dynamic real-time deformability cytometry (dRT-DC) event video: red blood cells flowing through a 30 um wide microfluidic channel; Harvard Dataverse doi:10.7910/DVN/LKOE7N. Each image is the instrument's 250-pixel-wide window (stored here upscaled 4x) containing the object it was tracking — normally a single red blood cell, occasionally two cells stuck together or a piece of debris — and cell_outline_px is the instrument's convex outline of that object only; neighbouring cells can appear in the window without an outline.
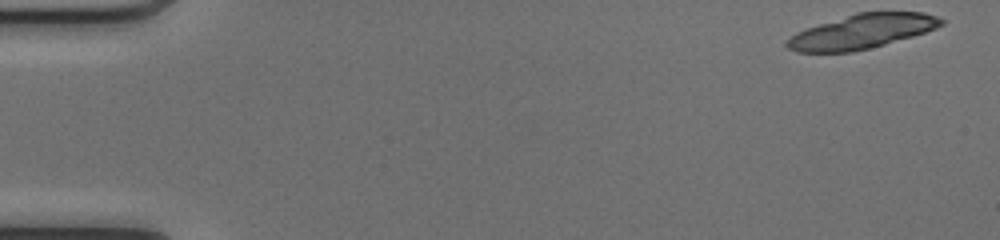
{"species": "common noctule bat (a hibernating species)", "species_latin": "Nyctalus noctula", "temperature_condition": "cold", "stored_images_in_passage": 18, "camera_frame_rate_fps": 3000, "um_per_image_px": 0.085, "animal": {"sex": "female", "body_mass_g": 17.0, "forearm_length_mm": 48.0}, "frame": {"image": 1, "passage_image": 1, "time_ms": 0.0, "image_size_px": [1000, 240], "cell_outline_px": [[944, 24], [936, 28], [912, 36], [884, 44], [852, 52], [796, 52], [788, 48], [784, 44], [796, 32], [856, 12], [924, 12], [936, 16], [944, 20]], "centroid_in_image_um": [73.27, 2.67], "position_along_channel_um": 11.7, "area_um2": 30.52}}